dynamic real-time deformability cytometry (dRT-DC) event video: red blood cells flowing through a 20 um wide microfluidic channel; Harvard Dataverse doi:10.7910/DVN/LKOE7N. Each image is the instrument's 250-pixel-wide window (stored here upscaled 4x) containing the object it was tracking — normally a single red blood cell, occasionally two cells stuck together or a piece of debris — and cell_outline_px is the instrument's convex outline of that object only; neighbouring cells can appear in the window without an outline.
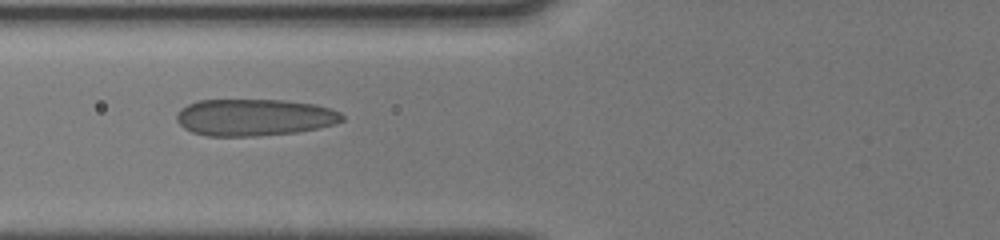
{"species": "human", "species_latin": "Homo sapiens", "temperature_condition": "cold", "stored_images_in_passage": 25, "camera_frame_rate_fps": 3000, "um_per_image_px": 0.085, "donor": {"sex": "male"}, "frame": {"image": 1, "passage_image": 15, "time_ms": 6.667, "image_size_px": [1000, 240], "cell_outline_px": [[344, 120], [336, 124], [296, 132], [256, 136], [208, 136], [192, 132], [184, 128], [176, 120], [176, 112], [180, 108], [196, 100], [284, 100], [316, 104], [340, 112], [344, 116]], "centroid_in_image_um": [21.59, 9.97], "position_along_channel_um": 104.2, "area_um2": 35.72}}
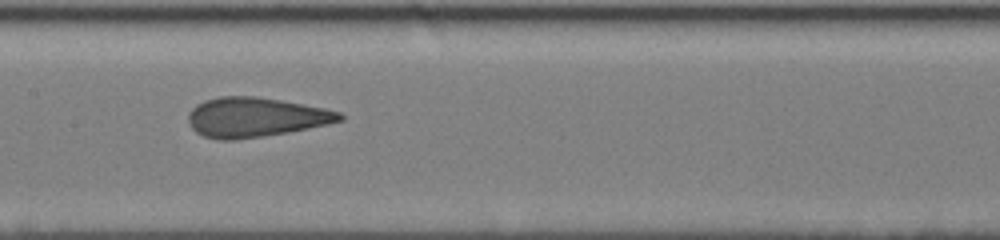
{"frame": {"image": 2, "passage_image": 19, "time_ms": 8.667, "image_size_px": [1000, 240], "cell_outline_px": [[344, 120], [328, 124], [288, 132], [236, 140], [220, 140], [204, 136], [196, 132], [192, 128], [188, 120], [188, 112], [196, 104], [204, 100], [220, 96], [256, 96], [280, 100], [324, 108], [340, 112], [344, 116]], "centroid_in_image_um": [21.69, 9.96], "position_along_channel_um": 185.7, "area_um2": 34.91}}
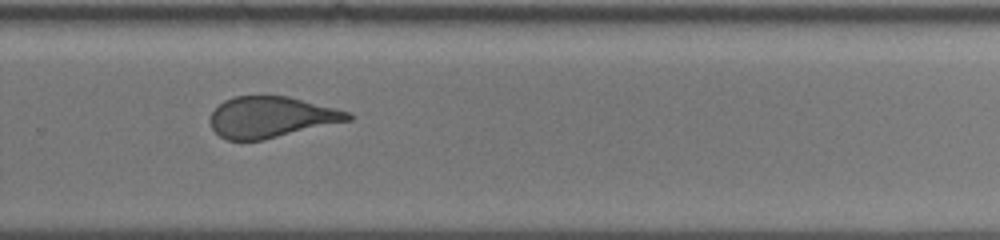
{"frame": {"image": 3, "passage_image": 24, "time_ms": 11.667, "image_size_px": [1000, 240], "cell_outline_px": [[352, 120], [264, 140], [228, 140], [220, 136], [212, 128], [208, 120], [212, 112], [224, 100], [236, 96], [288, 96], [352, 112]], "centroid_in_image_um": [23.07, 9.96], "position_along_channel_um": 306.7, "area_um2": 33.06}}